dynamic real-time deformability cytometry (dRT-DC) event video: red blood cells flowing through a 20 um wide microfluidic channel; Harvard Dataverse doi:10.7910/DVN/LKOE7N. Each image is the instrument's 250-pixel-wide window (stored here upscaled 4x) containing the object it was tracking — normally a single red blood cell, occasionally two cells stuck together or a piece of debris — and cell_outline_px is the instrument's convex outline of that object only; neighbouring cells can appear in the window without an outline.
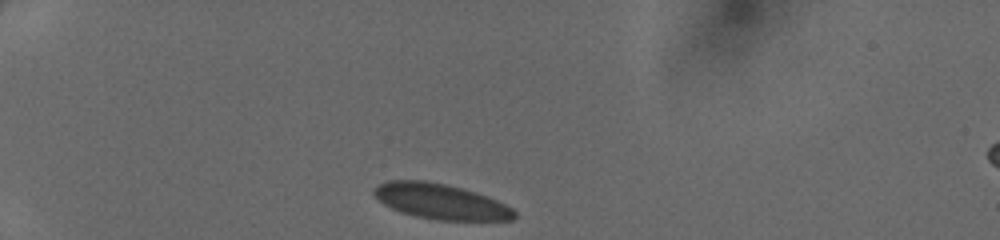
{"species": "human", "species_latin": "Homo sapiens", "temperature_condition": "cold", "stored_images_in_passage": 31, "camera_frame_rate_fps": 3000, "um_per_image_px": 0.085, "donor": {"sex": "female"}, "frame": {"image": 1, "passage_image": 1, "time_ms": 0.0, "image_size_px": [1000, 240], "cell_outline_px": [[516, 216], [512, 220], [436, 220], [416, 216], [400, 212], [384, 204], [372, 192], [372, 188], [376, 184], [388, 180], [424, 180], [444, 184], [460, 188], [496, 200], [512, 208], [516, 212]], "centroid_in_image_um": [37.4, 17.12], "position_along_channel_um": 47.6, "area_um2": 28.67}}
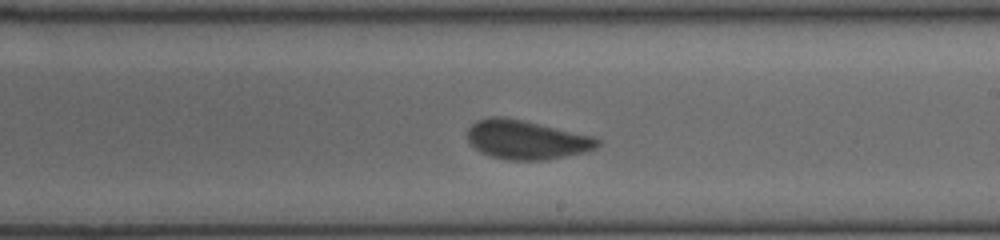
{"frame": {"image": 2, "passage_image": 18, "time_ms": 5.667, "image_size_px": [1000, 240], "cell_outline_px": [[600, 144], [596, 148], [584, 152], [544, 160], [508, 160], [492, 156], [480, 152], [468, 140], [468, 128], [476, 120], [492, 116], [500, 116], [520, 120], [592, 136], [600, 140]], "centroid_in_image_um": [44.72, 11.88], "position_along_channel_um": 244.3, "area_um2": 29.07}}
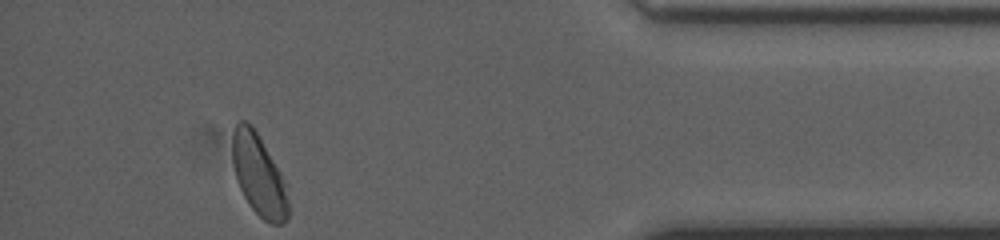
{"frame": {"image": 3, "passage_image": 31, "time_ms": 10.0, "image_size_px": [1000, 240], "cell_outline_px": [[288, 216], [284, 224], [272, 224], [264, 220], [252, 208], [244, 196], [240, 188], [236, 176], [232, 160], [232, 132], [236, 124], [240, 120], [244, 120], [252, 124], [288, 184]], "centroid_in_image_um": [22.02, 14.87], "position_along_channel_um": 413.2, "area_um2": 26.7}}